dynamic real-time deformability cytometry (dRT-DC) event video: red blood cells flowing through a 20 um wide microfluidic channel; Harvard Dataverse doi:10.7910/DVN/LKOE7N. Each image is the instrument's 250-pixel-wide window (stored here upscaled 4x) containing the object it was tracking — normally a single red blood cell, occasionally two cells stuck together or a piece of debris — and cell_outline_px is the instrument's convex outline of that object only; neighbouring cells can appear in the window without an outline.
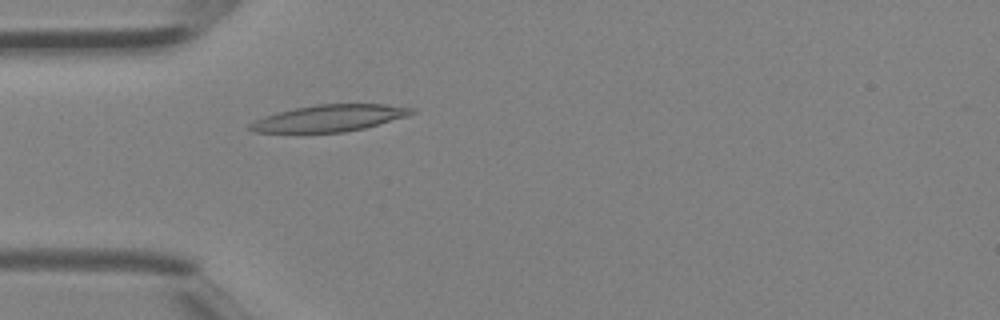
{"species": "Egyptian fruit bat (a non-hibernating species)", "species_latin": "Rousettus aegyptiacus", "temperature_condition": "room temperature", "stored_images_in_passage": 33, "camera_frame_rate_fps": 3000, "um_per_image_px": 0.085, "animal": {"sex": "female"}, "frame": {"image": 1, "passage_image": 4, "time_ms": 1.0, "image_size_px": [1000, 320], "cell_outline_px": [[416, 112], [408, 116], [364, 128], [344, 132], [252, 132], [248, 128], [248, 124], [264, 116], [296, 108], [316, 104], [384, 104], [416, 108]], "centroid_in_image_um": [28.04, 10.04], "position_along_channel_um": 57.0, "area_um2": 24.97}}
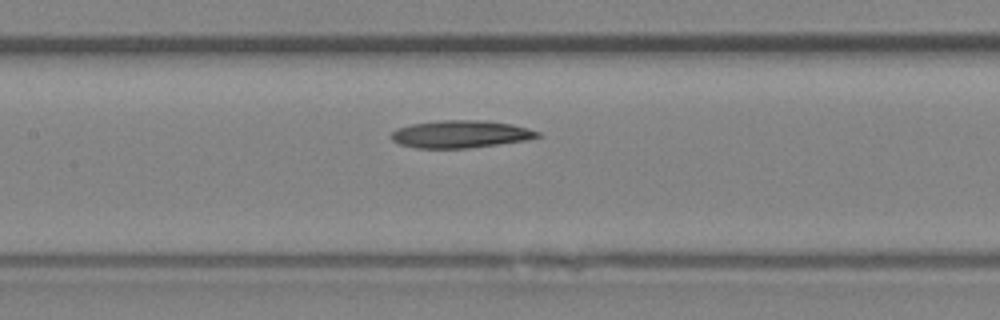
{"frame": {"image": 2, "passage_image": 11, "time_ms": 3.333, "image_size_px": [1000, 320], "cell_outline_px": [[540, 136], [528, 140], [468, 148], [416, 148], [400, 144], [392, 140], [392, 132], [396, 128], [412, 124], [440, 120], [480, 120], [512, 124], [528, 128], [540, 132]], "centroid_in_image_um": [39.16, 11.4], "position_along_channel_um": 168.2, "area_um2": 23.35}}
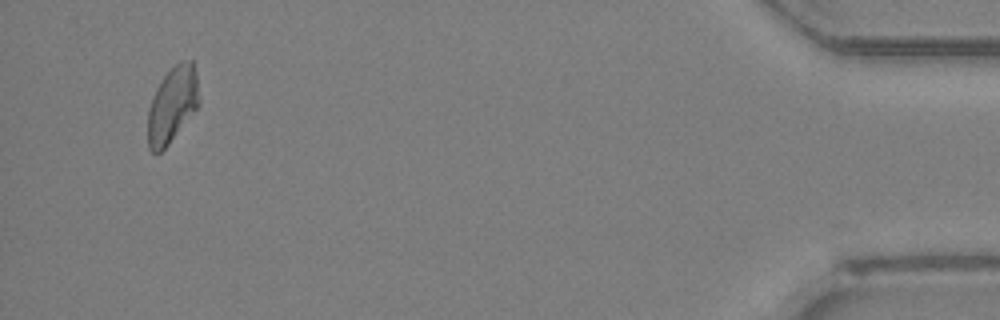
{"frame": {"image": 3, "passage_image": 31, "time_ms": 10.0, "image_size_px": [1000, 320], "cell_outline_px": [[200, 104], [168, 144], [160, 152], [152, 152], [148, 148], [148, 108], [152, 96], [156, 88], [164, 76], [180, 60], [192, 60], [196, 76], [200, 100]], "centroid_in_image_um": [14.64, 8.9], "position_along_channel_um": 420.6, "area_um2": 22.43}}